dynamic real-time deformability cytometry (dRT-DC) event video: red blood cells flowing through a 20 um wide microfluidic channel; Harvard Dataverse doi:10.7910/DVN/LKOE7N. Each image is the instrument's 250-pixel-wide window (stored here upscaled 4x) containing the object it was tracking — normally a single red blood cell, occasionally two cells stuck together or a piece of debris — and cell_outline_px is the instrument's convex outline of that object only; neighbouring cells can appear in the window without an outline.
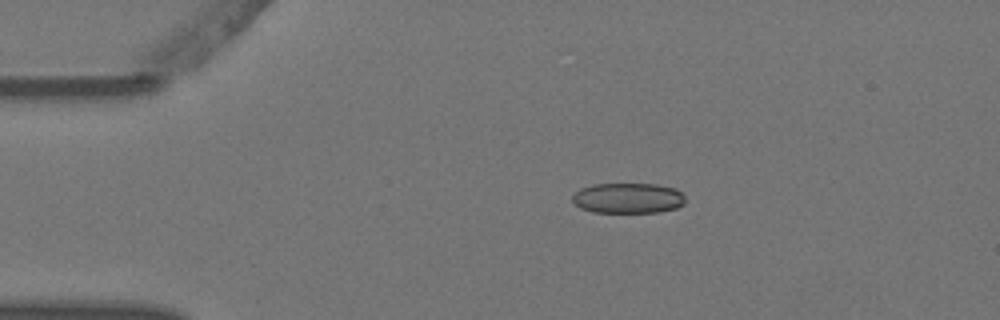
{"species": "Egyptian fruit bat (a non-hibernating species)", "species_latin": "Rousettus aegyptiacus", "temperature_condition": "warm", "stored_images_in_passage": 7, "camera_frame_rate_fps": 3000, "um_per_image_px": 0.085, "animal": {"sex": "female"}, "frame": {"image": 1, "passage_image": 1, "time_ms": 0.0, "image_size_px": [1000, 320], "cell_outline_px": [[684, 204], [676, 208], [656, 212], [592, 212], [580, 208], [572, 200], [572, 196], [580, 188], [592, 184], [656, 184], [676, 188], [684, 196]], "centroid_in_image_um": [53.37, 16.83], "position_along_channel_um": 31.6, "area_um2": 20.0}}
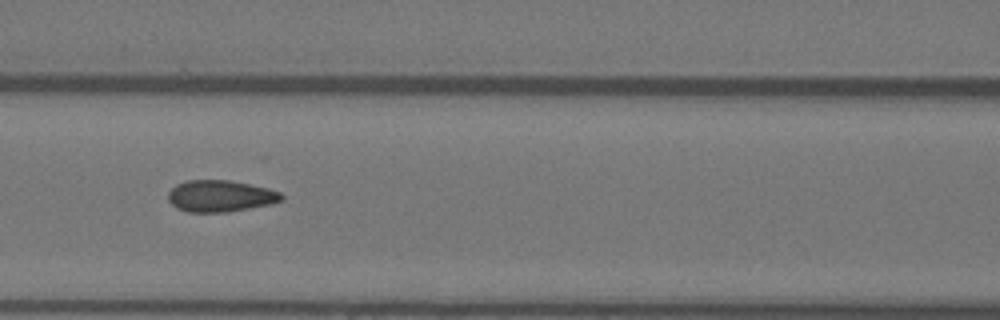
{"frame": {"image": 2, "passage_image": 4, "time_ms": 1.0, "image_size_px": [1000, 320], "cell_outline_px": [[284, 200], [272, 204], [228, 212], [188, 212], [176, 208], [168, 200], [168, 192], [176, 184], [188, 180], [228, 180], [268, 188], [280, 192], [284, 196]], "centroid_in_image_um": [18.74, 16.67], "position_along_channel_um": 147.9, "area_um2": 20.98}}
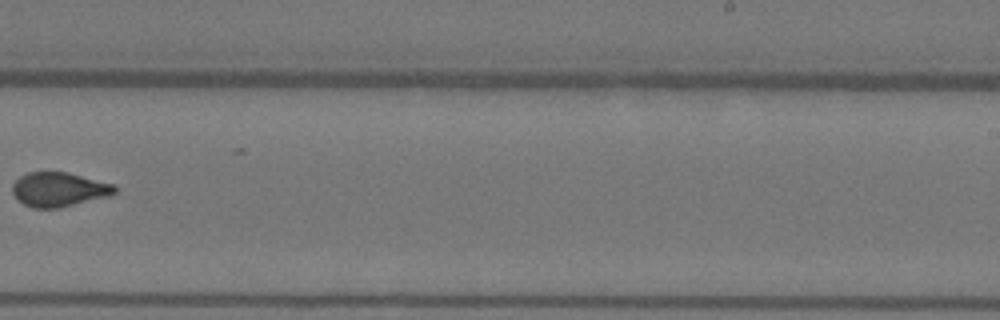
{"frame": {"image": 3, "passage_image": 7, "time_ms": 2.0, "image_size_px": [1000, 320], "cell_outline_px": [[116, 192], [112, 196], [60, 208], [32, 208], [16, 200], [12, 192], [12, 184], [20, 176], [28, 172], [68, 172], [116, 184]], "centroid_in_image_um": [5.03, 16.11], "position_along_channel_um": 284.0, "area_um2": 20.92}}